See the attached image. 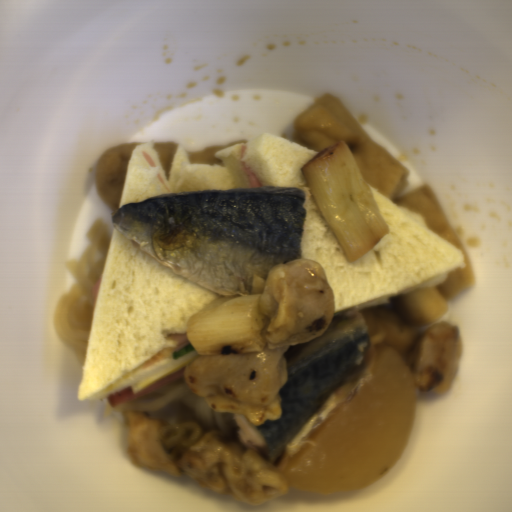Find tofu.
Instances as JSON below:
<instances>
[{
	"instance_id": "1",
	"label": "tofu",
	"mask_w": 512,
	"mask_h": 512,
	"mask_svg": "<svg viewBox=\"0 0 512 512\" xmlns=\"http://www.w3.org/2000/svg\"><path fill=\"white\" fill-rule=\"evenodd\" d=\"M344 140L366 182L400 208L422 216L429 230L458 248L464 268L452 270L441 284L419 288L384 304L401 326L435 324L449 304L474 280L467 250L451 226L441 199L429 184L402 195L411 173L356 121L335 94H321L293 123L292 142L316 152Z\"/></svg>"
}]
</instances>
